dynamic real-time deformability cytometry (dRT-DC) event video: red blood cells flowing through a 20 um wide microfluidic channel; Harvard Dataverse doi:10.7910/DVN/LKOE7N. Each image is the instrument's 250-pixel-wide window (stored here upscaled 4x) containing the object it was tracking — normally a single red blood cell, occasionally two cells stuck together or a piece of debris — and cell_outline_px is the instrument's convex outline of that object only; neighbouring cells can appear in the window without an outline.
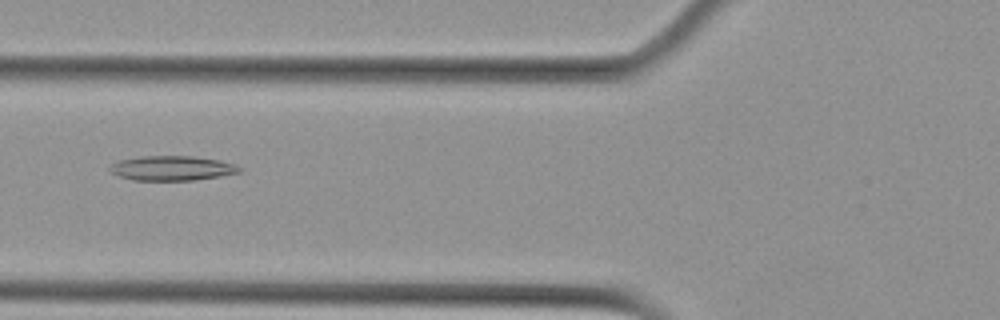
{"species": "Egyptian fruit bat (a non-hibernating species)", "species_latin": "Rousettus aegyptiacus", "temperature_condition": "cold", "stored_images_in_passage": 57, "camera_frame_rate_fps": 3000, "um_per_image_px": 0.085, "animal": {"sex": "female"}, "frame": {"image": 1, "passage_image": 22, "time_ms": 7.0, "image_size_px": [1000, 320], "cell_outline_px": [[244, 168], [240, 172], [220, 176], [196, 180], [132, 180], [120, 176], [112, 172], [108, 168], [112, 164], [120, 160], [140, 156], [192, 156], [220, 160], [236, 164]], "centroid_in_image_um": [14.67, 14.29], "position_along_channel_um": 111.1, "area_um2": 18.67}}
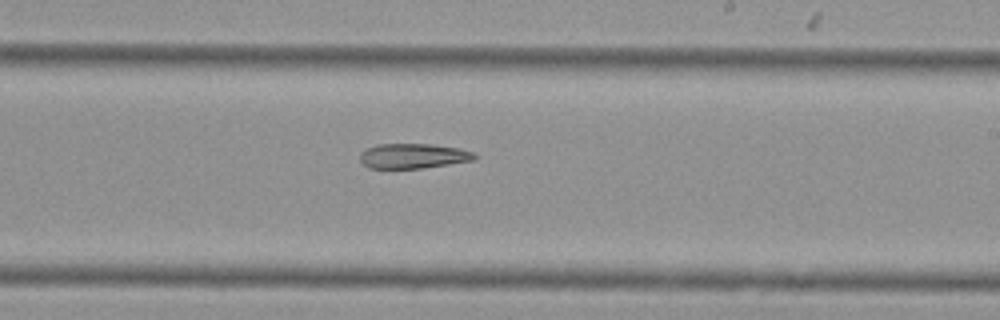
{"frame": {"image": 2, "passage_image": 34, "time_ms": 11.0, "image_size_px": [1000, 320], "cell_outline_px": [[476, 160], [424, 168], [368, 168], [360, 160], [360, 152], [376, 144], [432, 144], [460, 148], [472, 152], [476, 156]], "centroid_in_image_um": [35.13, 13.26], "position_along_channel_um": 253.9, "area_um2": 16.7}}
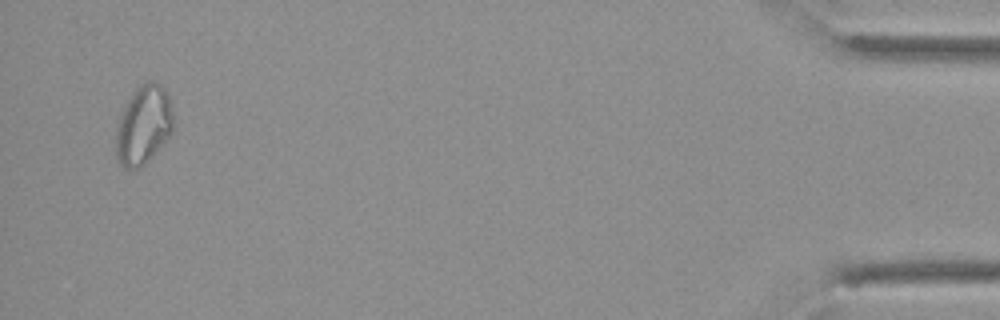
{"frame": {"image": 3, "passage_image": 55, "time_ms": 18.0, "image_size_px": [1000, 320], "cell_outline_px": [[172, 132], [144, 164], [140, 168], [124, 168], [120, 164], [116, 156], [116, 124], [132, 92], [140, 84], [148, 80], [160, 84], [168, 92], [172, 108]], "centroid_in_image_um": [12.18, 10.6], "position_along_channel_um": 423.0, "area_um2": 26.18}}